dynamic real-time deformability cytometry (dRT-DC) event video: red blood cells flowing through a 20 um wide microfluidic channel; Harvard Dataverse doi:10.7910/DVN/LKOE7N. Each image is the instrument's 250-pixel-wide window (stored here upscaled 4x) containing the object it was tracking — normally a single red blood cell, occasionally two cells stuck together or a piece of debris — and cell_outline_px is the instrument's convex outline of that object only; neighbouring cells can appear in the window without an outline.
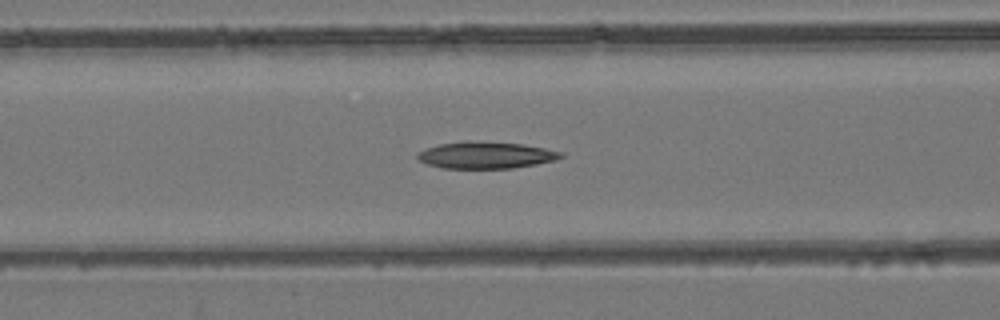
{"species": "common noctule bat (a hibernating species)", "species_latin": "Nyctalus noctula", "temperature_condition": "room temperature", "stored_images_in_passage": 54, "camera_frame_rate_fps": 3000, "um_per_image_px": 0.085, "animal": {"sex": "female", "body_mass_g": 24.6, "forearm_length_mm": 56.2}, "frame": {"image": 1, "passage_image": 21, "time_ms": 6.667, "image_size_px": [1000, 320], "cell_outline_px": [[564, 156], [556, 160], [536, 164], [512, 168], [440, 168], [428, 164], [420, 160], [416, 156], [416, 152], [440, 144], [468, 140], [524, 144], [564, 152]], "centroid_in_image_um": [41.31, 13.18], "position_along_channel_um": 125.3, "area_um2": 22.43}}
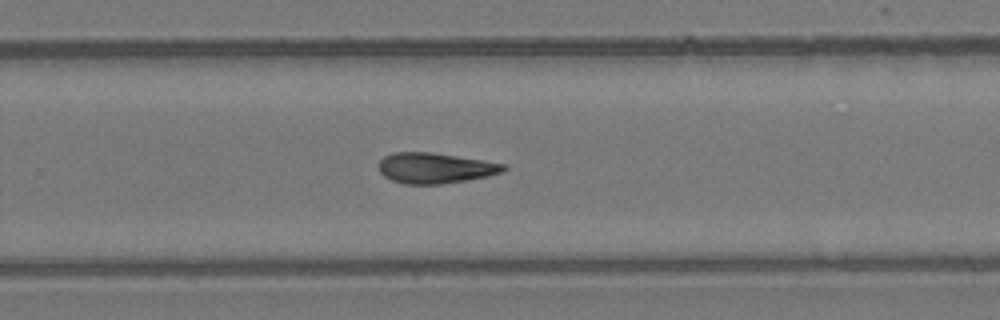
{"frame": {"image": 2, "passage_image": 34, "time_ms": 11.0, "image_size_px": [1000, 320], "cell_outline_px": [[508, 168], [500, 172], [488, 176], [440, 184], [404, 184], [392, 180], [384, 176], [380, 172], [380, 160], [384, 156], [392, 152], [432, 152], [508, 164]], "centroid_in_image_um": [36.99, 14.27], "position_along_channel_um": 292.8, "area_um2": 22.14}}
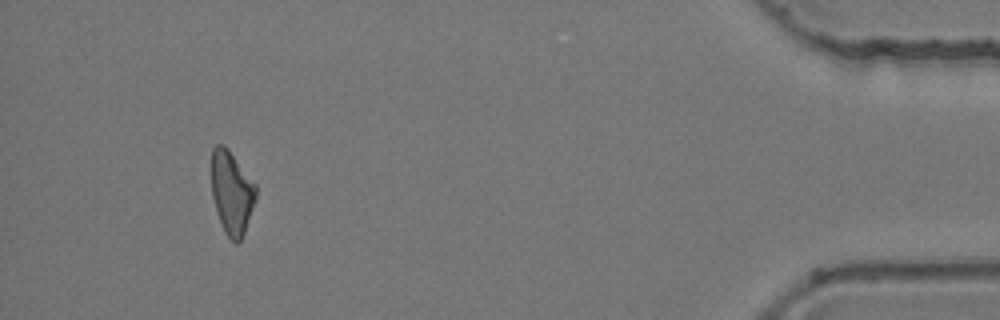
{"frame": {"image": 3, "passage_image": 49, "time_ms": 16.0, "image_size_px": [1000, 320], "cell_outline_px": [[256, 196], [244, 232], [240, 240], [236, 244], [224, 232], [212, 196], [212, 148], [216, 144], [224, 144], [228, 148], [256, 184]], "centroid_in_image_um": [19.69, 16.32], "position_along_channel_um": 415.5, "area_um2": 21.21}}